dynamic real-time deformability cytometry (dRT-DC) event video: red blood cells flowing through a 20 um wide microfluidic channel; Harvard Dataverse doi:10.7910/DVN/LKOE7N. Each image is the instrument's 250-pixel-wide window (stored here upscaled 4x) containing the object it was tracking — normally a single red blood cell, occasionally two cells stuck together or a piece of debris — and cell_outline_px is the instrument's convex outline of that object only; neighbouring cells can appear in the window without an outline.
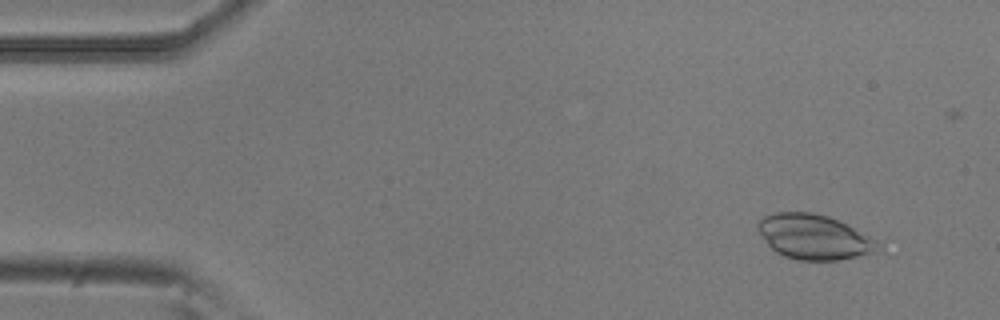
{"species": "common noctule bat (a hibernating species)", "species_latin": "Nyctalus noctula", "temperature_condition": "room temperature", "stored_images_in_passage": 26, "camera_frame_rate_fps": 3000, "um_per_image_px": 0.085, "animal": {"sex": "male", "body_mass_g": 20.5, "forearm_length_mm": 52.5}, "frame": {"image": 1, "passage_image": 5, "time_ms": 1.333, "image_size_px": [1000, 320], "cell_outline_px": [[884, 252], [836, 260], [800, 260], [784, 256], [776, 252], [768, 244], [756, 228], [756, 224], [764, 216], [776, 212], [812, 212], [828, 216], [884, 240]], "centroid_in_image_um": [69.35, 20.15], "position_along_channel_um": 15.6, "area_um2": 32.31}}
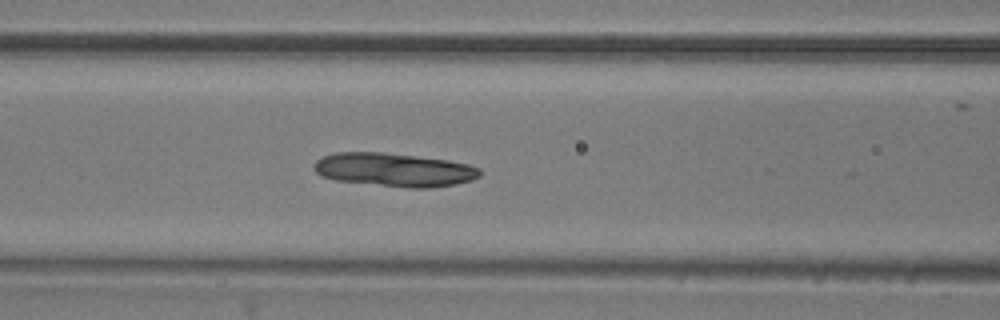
{"frame": {"image": 2, "passage_image": 22, "time_ms": 7.0, "image_size_px": [1000, 320], "cell_outline_px": [[480, 176], [472, 180], [456, 184], [428, 188], [408, 188], [336, 180], [320, 176], [312, 168], [312, 164], [316, 160], [324, 156], [336, 152], [384, 152], [448, 160], [468, 164], [480, 168]], "centroid_in_image_um": [33.49, 14.43], "position_along_channel_um": 133.1, "area_um2": 32.54}}
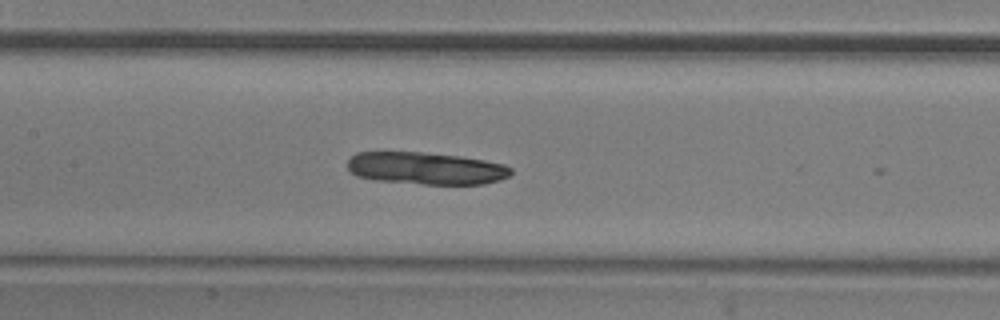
{"frame": {"image": 3, "passage_image": 25, "time_ms": 8.0, "image_size_px": [1000, 320], "cell_outline_px": [[512, 172], [508, 176], [500, 180], [484, 184], [424, 184], [376, 180], [356, 176], [348, 168], [348, 160], [356, 152], [420, 152], [460, 156], [484, 160], [504, 164], [512, 168]], "centroid_in_image_um": [36.22, 14.3], "position_along_channel_um": 171.2, "area_um2": 30.69}}